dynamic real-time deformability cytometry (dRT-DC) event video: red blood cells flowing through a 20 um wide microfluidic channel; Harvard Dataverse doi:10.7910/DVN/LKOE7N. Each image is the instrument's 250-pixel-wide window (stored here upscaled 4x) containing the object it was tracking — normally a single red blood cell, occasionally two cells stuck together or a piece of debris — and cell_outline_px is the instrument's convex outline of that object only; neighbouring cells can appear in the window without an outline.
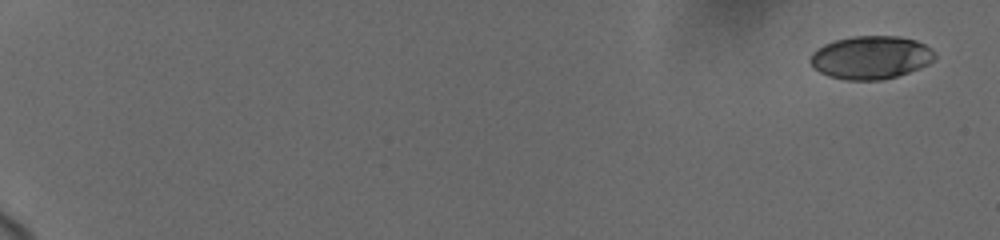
{"species": "human", "species_latin": "Homo sapiens", "temperature_condition": "cold", "stored_images_in_passage": 8, "camera_frame_rate_fps": 3000, "um_per_image_px": 0.085, "donor": {"sex": "female"}, "frame": {"image": 1, "passage_image": 1, "time_ms": 0.0, "image_size_px": [1000, 240], "cell_outline_px": [[936, 56], [928, 64], [920, 68], [896, 76], [880, 80], [844, 80], [828, 76], [812, 68], [808, 60], [812, 52], [816, 48], [824, 44], [836, 40], [852, 36], [900, 36], [916, 40], [932, 48], [936, 52]], "centroid_in_image_um": [74.0, 4.88], "position_along_channel_um": 11.0, "area_um2": 31.62}}
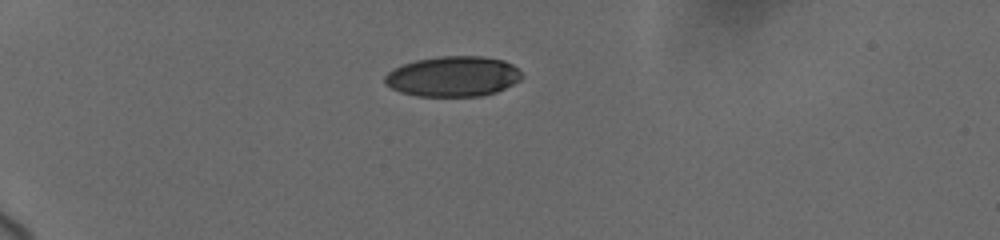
{"frame": {"image": 2, "passage_image": 6, "time_ms": 5.333, "image_size_px": [1000, 240], "cell_outline_px": [[524, 76], [520, 80], [496, 92], [480, 96], [416, 96], [400, 92], [384, 84], [384, 76], [392, 68], [416, 60], [436, 56], [480, 56], [504, 60], [512, 64]], "centroid_in_image_um": [38.48, 6.49], "position_along_channel_um": 46.5, "area_um2": 32.31}}
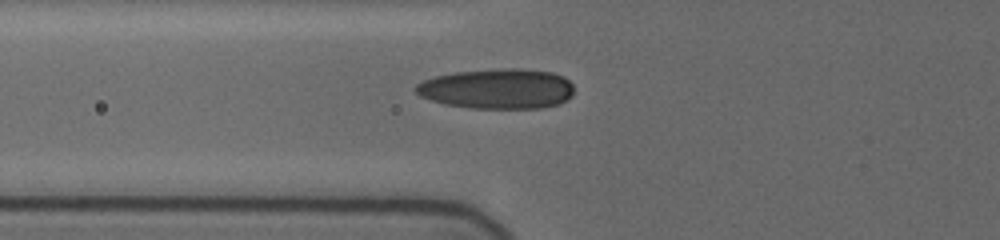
{"frame": {"image": 3, "passage_image": 8, "time_ms": 7.667, "image_size_px": [1000, 240], "cell_outline_px": [[572, 96], [568, 100], [560, 104], [540, 108], [472, 108], [444, 104], [420, 96], [412, 88], [416, 84], [424, 80], [436, 76], [452, 72], [504, 68], [524, 68], [552, 72], [564, 76], [572, 84]], "centroid_in_image_um": [42.28, 7.54], "position_along_channel_um": 83.5, "area_um2": 37.34}}